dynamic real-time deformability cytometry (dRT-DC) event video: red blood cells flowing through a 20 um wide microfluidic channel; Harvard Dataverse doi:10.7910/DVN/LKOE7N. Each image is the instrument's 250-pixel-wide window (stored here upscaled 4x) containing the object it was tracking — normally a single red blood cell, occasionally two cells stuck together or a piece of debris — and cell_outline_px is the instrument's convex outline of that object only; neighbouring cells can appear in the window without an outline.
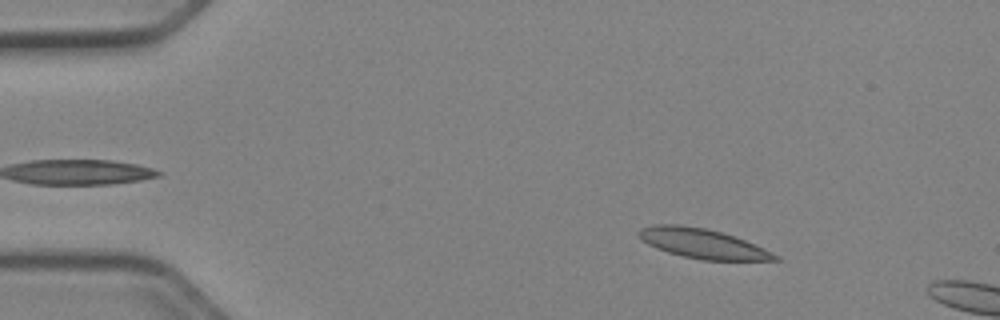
{"species": "Egyptian fruit bat (a non-hibernating species)", "species_latin": "Rousettus aegyptiacus", "temperature_condition": "cold", "stored_images_in_passage": 11, "camera_frame_rate_fps": 3000, "um_per_image_px": 0.085, "animal": {"sex": "female"}, "frame": {"image": 1, "passage_image": 7, "time_ms": 2.0, "image_size_px": [1000, 320], "cell_outline_px": [[784, 260], [700, 260], [668, 252], [656, 248], [648, 244], [636, 232], [640, 228], [652, 224], [680, 224], [708, 228], [744, 240], [764, 248], [780, 256]], "centroid_in_image_um": [59.72, 20.69], "position_along_channel_um": 25.3, "area_um2": 23.52}}